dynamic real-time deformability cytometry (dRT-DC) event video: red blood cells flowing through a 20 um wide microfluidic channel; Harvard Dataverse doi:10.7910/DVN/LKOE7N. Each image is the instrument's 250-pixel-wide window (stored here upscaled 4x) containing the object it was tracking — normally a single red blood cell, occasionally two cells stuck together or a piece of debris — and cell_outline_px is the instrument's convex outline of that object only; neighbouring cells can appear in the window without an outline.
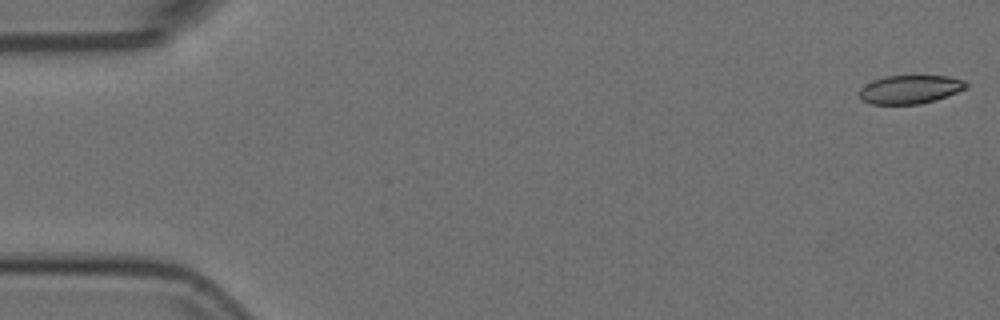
{"species": "Egyptian fruit bat (a non-hibernating species)", "species_latin": "Rousettus aegyptiacus", "temperature_condition": "room temperature", "stored_images_in_passage": 54, "camera_frame_rate_fps": 3000, "um_per_image_px": 0.085, "animal": {"sex": "female"}, "frame": {"image": 1, "passage_image": 1, "time_ms": 0.0, "image_size_px": [1000, 320], "cell_outline_px": [[968, 88], [936, 100], [920, 104], [872, 104], [860, 100], [860, 88], [864, 84], [884, 76], [948, 76], [964, 80], [968, 84]], "centroid_in_image_um": [77.36, 7.6], "position_along_channel_um": 7.6, "area_um2": 17.86}}
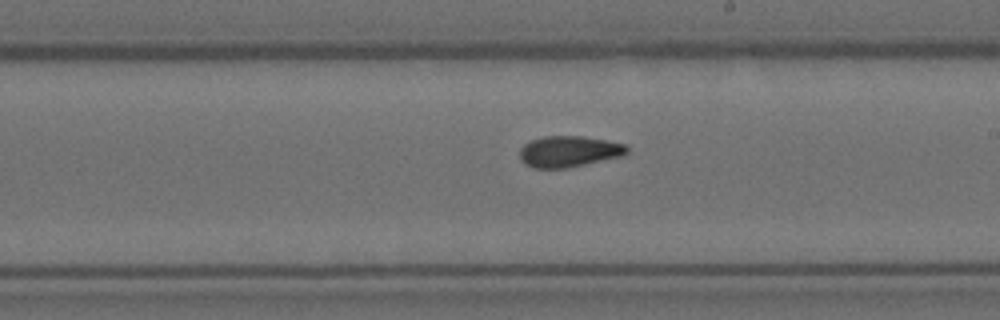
{"frame": {"image": 2, "passage_image": 31, "time_ms": 10.0, "image_size_px": [1000, 320], "cell_outline_px": [[628, 152], [624, 156], [568, 168], [532, 168], [524, 164], [520, 160], [520, 148], [524, 144], [532, 140], [544, 136], [580, 136], [604, 140], [624, 144], [628, 148]], "centroid_in_image_um": [48.34, 12.89], "position_along_channel_um": 240.7, "area_um2": 19.54}}
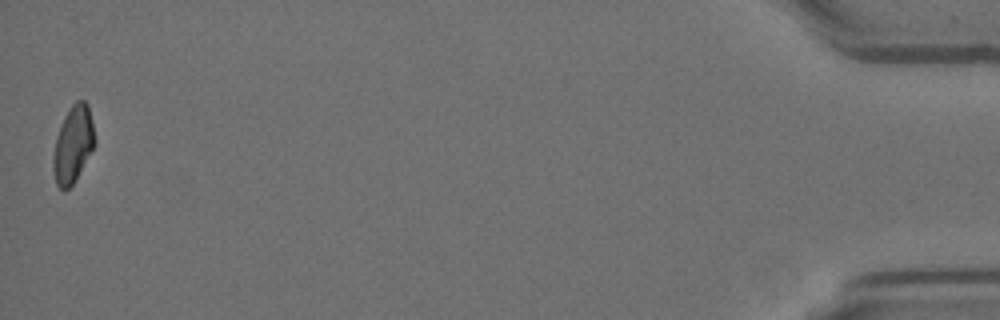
{"frame": {"image": 3, "passage_image": 54, "time_ms": 17.667, "image_size_px": [1000, 320], "cell_outline_px": [[96, 144], [72, 184], [64, 192], [56, 184], [52, 168], [52, 160], [56, 136], [64, 116], [72, 104], [76, 100], [84, 100], [88, 104], [96, 140]], "centroid_in_image_um": [6.2, 12.26], "position_along_channel_um": 429.0, "area_um2": 18.61}, "authors_computed_cell_mechanics": {"area_um2": 19.363, "velocity_mm_per_s": 3.7291, "shape_relaxation_time_tau1_ms": null, "shape_relaxation_time_tau2_ms": 3.377, "deformation_change_tau1": null, "deformation_change_tau2": 0.0892}}